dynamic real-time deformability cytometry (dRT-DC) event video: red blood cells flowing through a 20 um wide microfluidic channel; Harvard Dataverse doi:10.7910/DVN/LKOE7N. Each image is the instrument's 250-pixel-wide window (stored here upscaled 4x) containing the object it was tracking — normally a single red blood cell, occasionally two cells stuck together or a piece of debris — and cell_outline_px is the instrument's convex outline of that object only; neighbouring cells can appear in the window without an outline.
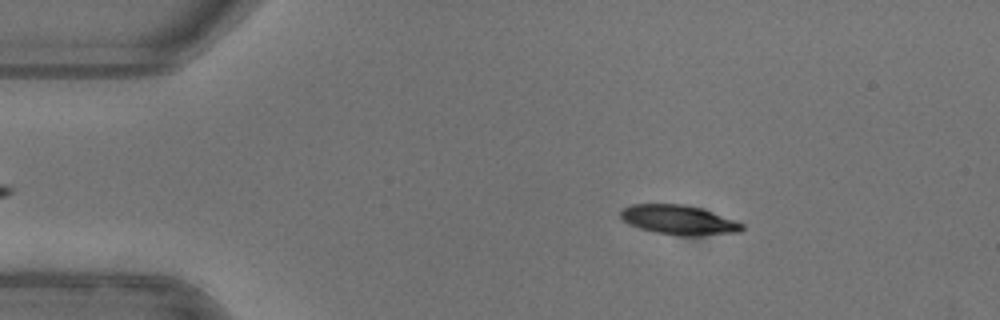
{"species": "common noctule bat (a hibernating species)", "species_latin": "Nyctalus noctula", "temperature_condition": "warm", "stored_images_in_passage": 51, "camera_frame_rate_fps": 3000, "um_per_image_px": 0.085, "animal": {"sex": "female"}, "frame": {"image": 1, "passage_image": 8, "time_ms": 2.333, "image_size_px": [1000, 320], "cell_outline_px": [[744, 228], [740, 232], [688, 236], [680, 236], [656, 232], [640, 228], [628, 224], [620, 216], [620, 212], [624, 208], [632, 204], [684, 204], [700, 208], [736, 220], [744, 224]], "centroid_in_image_um": [57.71, 18.69], "position_along_channel_um": 27.3, "area_um2": 20.75}}
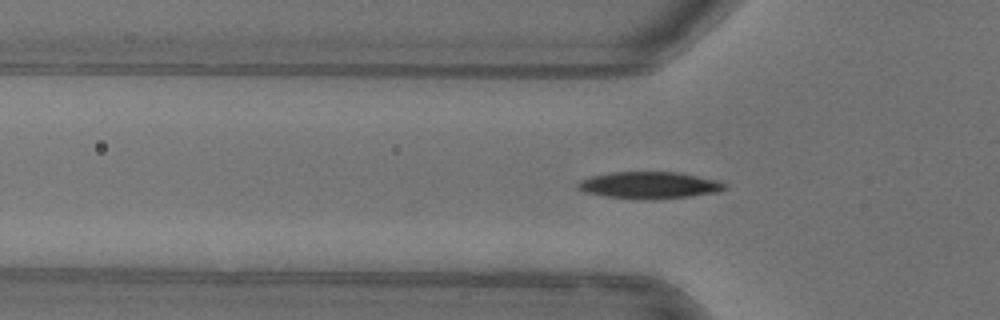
{"frame": {"image": 2, "passage_image": 16, "time_ms": 5.0, "image_size_px": [1000, 320], "cell_outline_px": [[728, 188], [716, 192], [688, 196], [604, 196], [584, 192], [576, 188], [576, 184], [580, 180], [592, 176], [612, 172], [680, 172], [716, 180], [728, 184]], "centroid_in_image_um": [55.19, 15.68], "position_along_channel_um": 70.6, "area_um2": 21.79}}
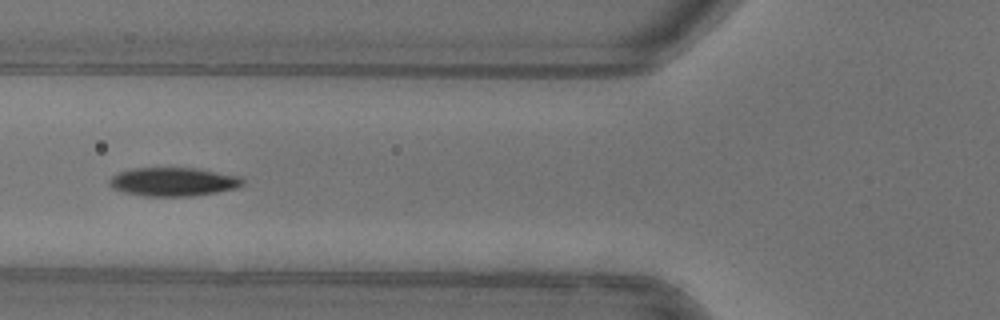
{"frame": {"image": 3, "passage_image": 19, "time_ms": 6.0, "image_size_px": [1000, 320], "cell_outline_px": [[244, 184], [236, 188], [216, 192], [192, 196], [144, 196], [124, 192], [112, 188], [108, 184], [108, 180], [112, 176], [120, 172], [136, 168], [196, 168], [240, 176], [244, 180]], "centroid_in_image_um": [14.73, 15.45], "position_along_channel_um": 111.1, "area_um2": 22.2}, "authors_computed_cell_mechanics": {"area_um2": 21.4438, "velocity_mm_per_s": 3.9691, "shape_relaxation_time_tau1_ms": 2.4068, "shape_relaxation_time_tau2_ms": 2.1718, "deformation_change_tau1": 0.16, "deformation_change_tau2": 0.0636}}